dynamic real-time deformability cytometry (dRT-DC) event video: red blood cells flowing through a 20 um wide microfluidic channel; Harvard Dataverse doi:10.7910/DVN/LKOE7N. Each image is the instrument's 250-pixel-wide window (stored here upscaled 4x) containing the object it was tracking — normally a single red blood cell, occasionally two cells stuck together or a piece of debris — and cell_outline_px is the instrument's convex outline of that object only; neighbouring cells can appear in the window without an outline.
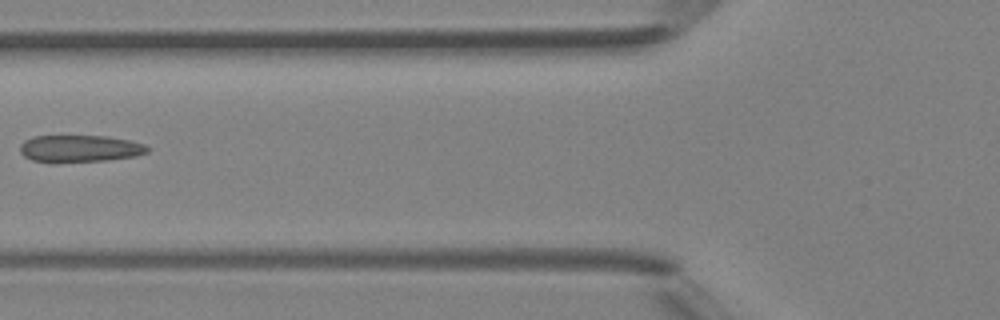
{"species": "Egyptian fruit bat (a non-hibernating species)", "species_latin": "Rousettus aegyptiacus", "temperature_condition": "room temperature", "stored_images_in_passage": 6, "camera_frame_rate_fps": 3000, "um_per_image_px": 0.085, "animal": {"sex": "female"}, "frame": {"image": 1, "passage_image": 6, "time_ms": 5.667, "image_size_px": [1000, 320], "cell_outline_px": [[152, 148], [148, 152], [136, 156], [108, 160], [56, 164], [52, 164], [32, 160], [24, 156], [20, 152], [20, 144], [24, 140], [32, 136], [108, 136], [128, 140], [144, 144]], "centroid_in_image_um": [6.76, 12.65], "position_along_channel_um": 119.0, "area_um2": 20.69}}